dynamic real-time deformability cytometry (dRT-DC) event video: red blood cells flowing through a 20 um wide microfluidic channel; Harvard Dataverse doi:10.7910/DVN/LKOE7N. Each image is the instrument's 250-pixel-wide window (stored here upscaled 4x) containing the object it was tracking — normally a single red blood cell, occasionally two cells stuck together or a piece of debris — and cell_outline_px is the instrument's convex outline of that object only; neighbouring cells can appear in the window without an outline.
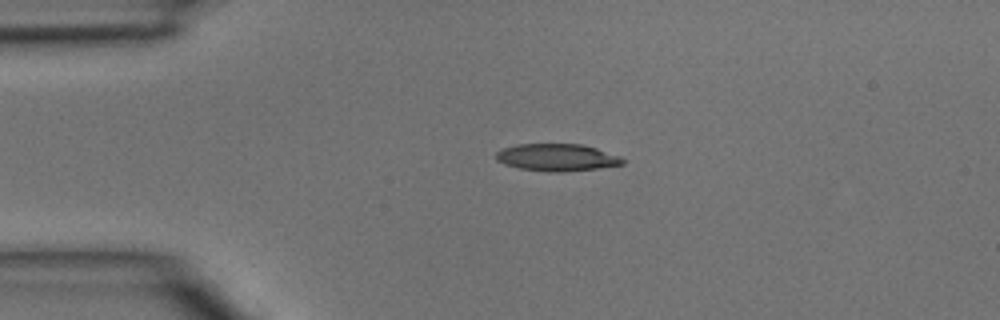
{"species": "common noctule bat (a hibernating species)", "species_latin": "Nyctalus noctula", "temperature_condition": "room temperature", "stored_images_in_passage": 4, "camera_frame_rate_fps": 3000, "um_per_image_px": 0.085, "animal": {"sex": "male", "body_mass_g": 15.6}, "frame": {"image": 1, "passage_image": 1, "time_ms": 0.0, "image_size_px": [1000, 320], "cell_outline_px": [[624, 164], [596, 168], [560, 172], [552, 172], [520, 168], [504, 164], [496, 160], [496, 152], [504, 148], [516, 144], [580, 144], [596, 148], [620, 156], [624, 160]], "centroid_in_image_um": [47.32, 13.37], "position_along_channel_um": 37.7, "area_um2": 19.88}}
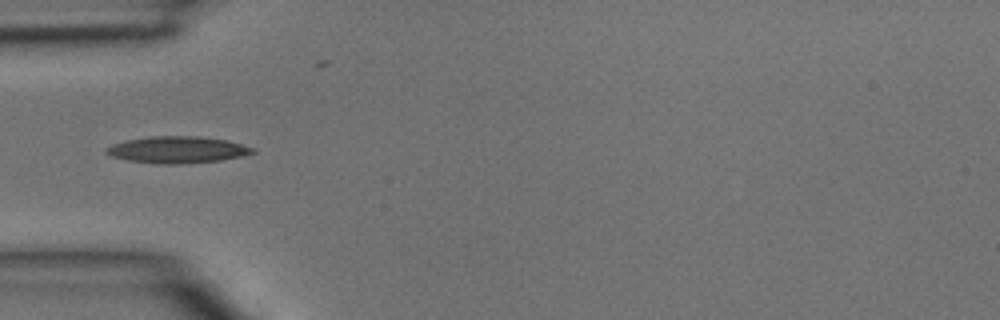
{"frame": {"image": 2, "passage_image": 2, "time_ms": 0.333, "image_size_px": [1000, 320], "cell_outline_px": [[256, 152], [240, 156], [220, 160], [180, 164], [160, 164], [128, 160], [112, 156], [104, 152], [104, 148], [112, 144], [128, 140], [152, 136], [196, 136], [224, 140], [256, 148]], "centroid_in_image_um": [15.05, 12.73], "position_along_channel_um": 70.0, "area_um2": 22.54}}